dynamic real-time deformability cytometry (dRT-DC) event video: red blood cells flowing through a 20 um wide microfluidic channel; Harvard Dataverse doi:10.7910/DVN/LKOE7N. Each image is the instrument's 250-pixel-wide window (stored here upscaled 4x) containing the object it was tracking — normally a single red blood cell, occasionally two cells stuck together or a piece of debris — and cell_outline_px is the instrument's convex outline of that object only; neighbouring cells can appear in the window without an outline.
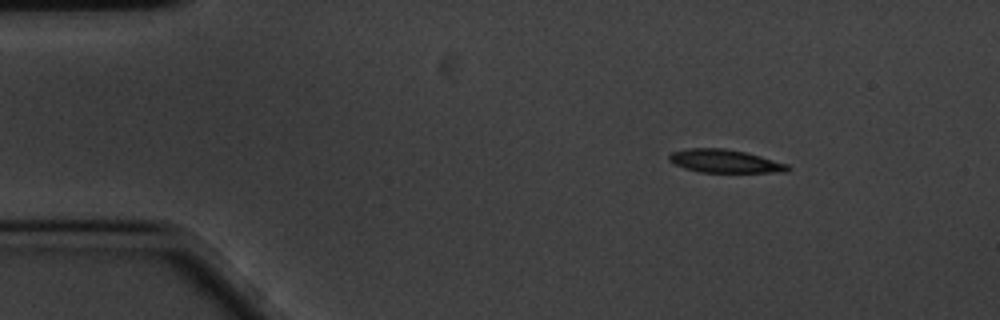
{"species": "common noctule bat (a hibernating species)", "species_latin": "Nyctalus noctula", "temperature_condition": "cold", "stored_images_in_passage": 51, "camera_frame_rate_fps": 3000, "um_per_image_px": 0.085, "animal": {"sex": "male", "body_mass_g": 20.1, "forearm_length_mm": 53.5}, "frame": {"image": 1, "passage_image": 1, "time_ms": 0.0, "image_size_px": [1000, 320], "cell_outline_px": [[792, 168], [788, 172], [700, 172], [684, 168], [668, 160], [668, 156], [672, 152], [688, 148], [724, 148], [744, 152], [760, 156], [788, 164]], "centroid_in_image_um": [61.62, 13.7], "position_along_channel_um": 23.4, "area_um2": 15.95}}
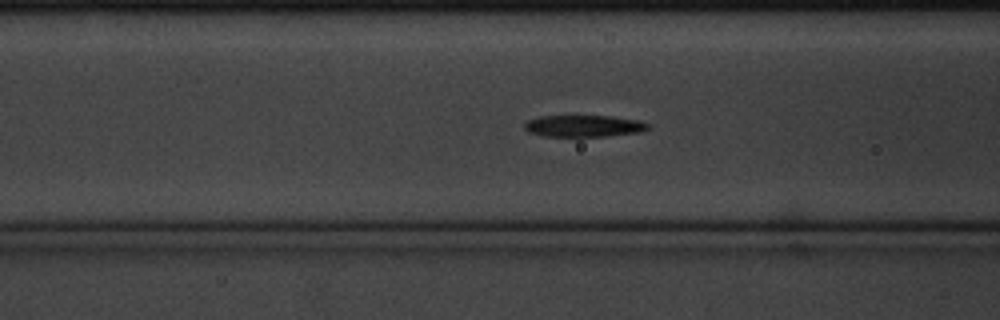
{"frame": {"image": 2, "passage_image": 15, "time_ms": 4.667, "image_size_px": [1000, 320], "cell_outline_px": [[648, 128], [640, 132], [608, 136], [544, 136], [528, 132], [524, 128], [524, 124], [528, 120], [540, 116], [612, 116], [640, 120], [648, 124]], "centroid_in_image_um": [49.61, 10.7], "position_along_channel_um": 117.0, "area_um2": 15.61}}
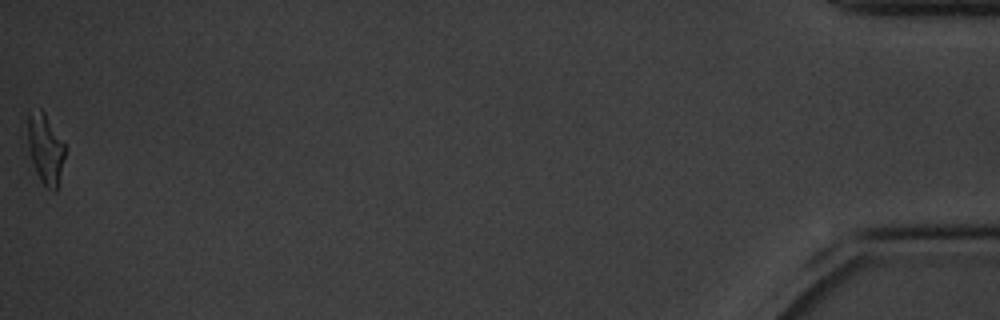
{"frame": {"image": 3, "passage_image": 51, "time_ms": 16.667, "image_size_px": [1000, 320], "cell_outline_px": [[64, 156], [56, 192], [48, 188], [40, 180], [36, 172], [28, 148], [28, 112], [40, 108], [44, 112], [64, 144]], "centroid_in_image_um": [3.84, 12.64], "position_along_channel_um": 431.4, "area_um2": 14.8}, "authors_computed_cell_mechanics": {"area_um2": 16.1262, "velocity_mm_per_s": 3.4444, "shape_relaxation_time_tau1_ms": 2.6575, "shape_relaxation_time_tau2_ms": 5.5042, "deformation_change_tau1": 0.1584, "deformation_change_tau2": 0.1676}}